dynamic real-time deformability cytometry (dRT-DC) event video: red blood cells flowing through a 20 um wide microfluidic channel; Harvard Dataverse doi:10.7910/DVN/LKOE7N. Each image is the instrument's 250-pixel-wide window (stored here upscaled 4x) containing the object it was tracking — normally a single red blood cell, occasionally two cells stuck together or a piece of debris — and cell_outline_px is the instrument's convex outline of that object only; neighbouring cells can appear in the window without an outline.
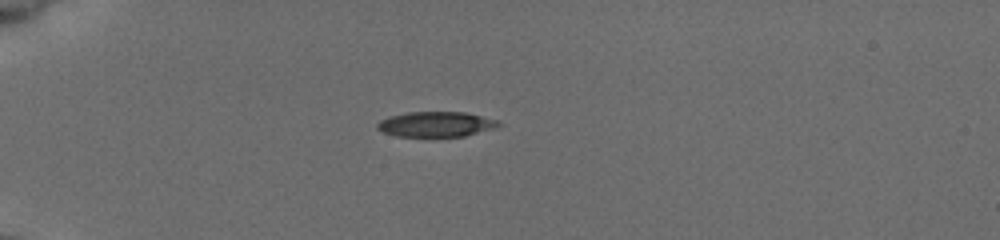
{"species": "common noctule bat (a hibernating species)", "species_latin": "Nyctalus noctula", "temperature_condition": "cold", "stored_images_in_passage": 39, "camera_frame_rate_fps": 3000, "um_per_image_px": 0.085, "animal": {"sex": "female", "body_mass_g": 19.5, "forearm_length_mm": 54.1}, "frame": {"image": 1, "passage_image": 1, "time_ms": 0.0, "image_size_px": [1000, 240], "cell_outline_px": [[500, 124], [496, 128], [464, 136], [396, 136], [384, 132], [376, 128], [376, 124], [380, 120], [388, 116], [408, 112], [464, 112], [500, 120]], "centroid_in_image_um": [37.06, 10.55], "position_along_channel_um": 47.9, "area_um2": 17.8}}
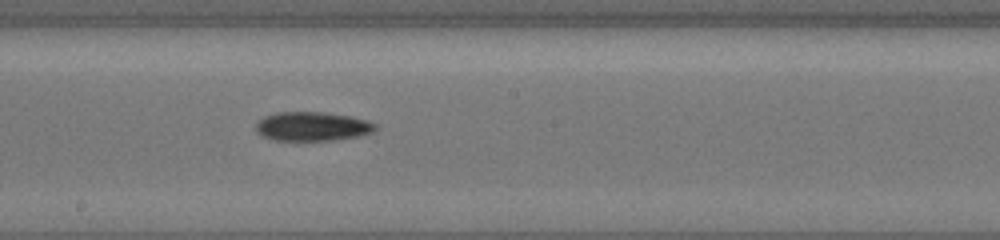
{"frame": {"image": 2, "passage_image": 17, "time_ms": 5.333, "image_size_px": [1000, 240], "cell_outline_px": [[376, 128], [372, 132], [360, 136], [336, 140], [272, 140], [260, 136], [256, 132], [256, 124], [264, 116], [276, 112], [324, 112], [352, 116], [368, 120], [376, 124]], "centroid_in_image_um": [26.54, 10.74], "position_along_channel_um": 221.7, "area_um2": 20.46}}
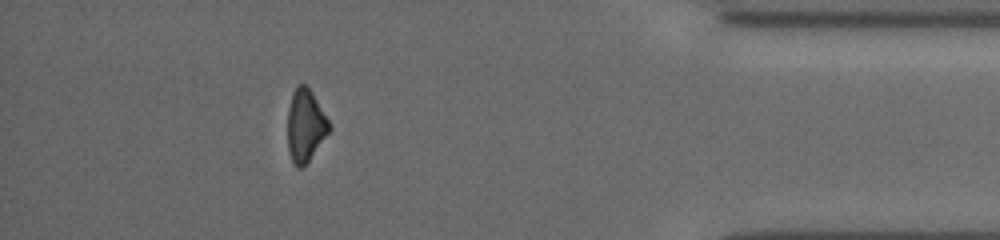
{"frame": {"image": 3, "passage_image": 34, "time_ms": 11.0, "image_size_px": [1000, 240], "cell_outline_px": [[332, 128], [308, 160], [300, 168], [296, 168], [292, 160], [288, 148], [288, 108], [292, 92], [300, 84], [304, 84], [312, 92], [328, 120]], "centroid_in_image_um": [25.95, 10.66], "position_along_channel_um": 409.3, "area_um2": 17.17}, "authors_computed_cell_mechanics": {"area_um2": 19.363, "velocity_mm_per_s": 3.9382, "shape_relaxation_time_tau1_ms": 6.1297, "shape_relaxation_time_tau2_ms": null, "deformation_change_tau1": 0.1757, "deformation_change_tau2": null}}